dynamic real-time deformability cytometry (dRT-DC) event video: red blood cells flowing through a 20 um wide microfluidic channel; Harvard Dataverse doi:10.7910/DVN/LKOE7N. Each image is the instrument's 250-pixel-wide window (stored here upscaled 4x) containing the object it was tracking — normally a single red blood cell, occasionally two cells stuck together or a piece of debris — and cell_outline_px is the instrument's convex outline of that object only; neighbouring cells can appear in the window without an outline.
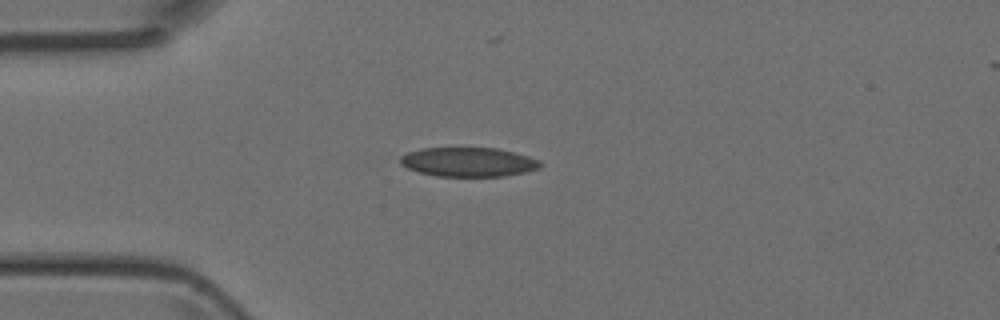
{"species": "Egyptian fruit bat (a non-hibernating species)", "species_latin": "Rousettus aegyptiacus", "temperature_condition": "room temperature", "stored_images_in_passage": 3, "camera_frame_rate_fps": 3000, "um_per_image_px": 0.085, "animal": {"sex": "female"}, "frame": {"image": 1, "passage_image": 1, "time_ms": 0.0, "image_size_px": [1000, 320], "cell_outline_px": [[544, 164], [540, 168], [524, 172], [504, 176], [436, 176], [420, 172], [408, 168], [400, 164], [400, 156], [408, 152], [420, 148], [496, 148], [528, 156], [540, 160]], "centroid_in_image_um": [39.82, 13.77], "position_along_channel_um": 45.2, "area_um2": 23.81}}
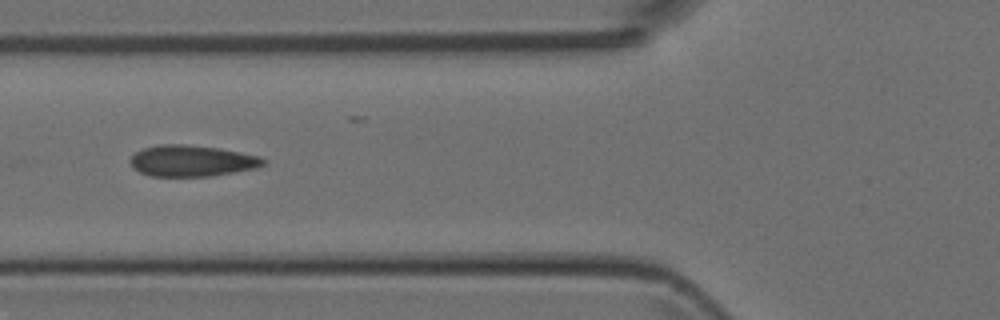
{"frame": {"image": 2, "passage_image": 3, "time_ms": 2.0, "image_size_px": [1000, 320], "cell_outline_px": [[268, 164], [256, 168], [236, 172], [212, 176], [148, 176], [132, 168], [128, 160], [136, 152], [144, 148], [160, 144], [184, 144], [220, 148], [260, 156], [268, 160]], "centroid_in_image_um": [16.33, 13.67], "position_along_channel_um": 109.5, "area_um2": 24.57}}